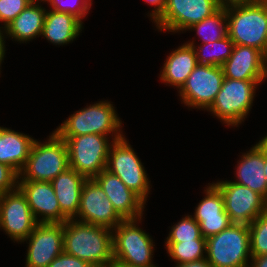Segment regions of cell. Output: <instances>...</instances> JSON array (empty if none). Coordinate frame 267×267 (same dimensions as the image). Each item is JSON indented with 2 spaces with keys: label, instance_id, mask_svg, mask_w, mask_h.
<instances>
[{
  "label": "cell",
  "instance_id": "cell-28",
  "mask_svg": "<svg viewBox=\"0 0 267 267\" xmlns=\"http://www.w3.org/2000/svg\"><path fill=\"white\" fill-rule=\"evenodd\" d=\"M166 248L177 265L206 258L203 254L206 252V240L166 242Z\"/></svg>",
  "mask_w": 267,
  "mask_h": 267
},
{
  "label": "cell",
  "instance_id": "cell-24",
  "mask_svg": "<svg viewBox=\"0 0 267 267\" xmlns=\"http://www.w3.org/2000/svg\"><path fill=\"white\" fill-rule=\"evenodd\" d=\"M38 1L29 4L3 32L16 41L27 42L42 34L46 9Z\"/></svg>",
  "mask_w": 267,
  "mask_h": 267
},
{
  "label": "cell",
  "instance_id": "cell-19",
  "mask_svg": "<svg viewBox=\"0 0 267 267\" xmlns=\"http://www.w3.org/2000/svg\"><path fill=\"white\" fill-rule=\"evenodd\" d=\"M204 192L206 196L197 205L194 219L200 225L201 235L207 239L220 233L232 223L224 209L220 190L212 183Z\"/></svg>",
  "mask_w": 267,
  "mask_h": 267
},
{
  "label": "cell",
  "instance_id": "cell-38",
  "mask_svg": "<svg viewBox=\"0 0 267 267\" xmlns=\"http://www.w3.org/2000/svg\"><path fill=\"white\" fill-rule=\"evenodd\" d=\"M249 264H251L249 267H267V254L251 257Z\"/></svg>",
  "mask_w": 267,
  "mask_h": 267
},
{
  "label": "cell",
  "instance_id": "cell-21",
  "mask_svg": "<svg viewBox=\"0 0 267 267\" xmlns=\"http://www.w3.org/2000/svg\"><path fill=\"white\" fill-rule=\"evenodd\" d=\"M86 180V177L69 167L51 181L61 212L68 219H75L78 214L81 191Z\"/></svg>",
  "mask_w": 267,
  "mask_h": 267
},
{
  "label": "cell",
  "instance_id": "cell-2",
  "mask_svg": "<svg viewBox=\"0 0 267 267\" xmlns=\"http://www.w3.org/2000/svg\"><path fill=\"white\" fill-rule=\"evenodd\" d=\"M228 36L235 45L260 50L267 60V5L258 0L226 9Z\"/></svg>",
  "mask_w": 267,
  "mask_h": 267
},
{
  "label": "cell",
  "instance_id": "cell-14",
  "mask_svg": "<svg viewBox=\"0 0 267 267\" xmlns=\"http://www.w3.org/2000/svg\"><path fill=\"white\" fill-rule=\"evenodd\" d=\"M77 221L114 229L124 219L113 208L103 189L94 179L82 187Z\"/></svg>",
  "mask_w": 267,
  "mask_h": 267
},
{
  "label": "cell",
  "instance_id": "cell-16",
  "mask_svg": "<svg viewBox=\"0 0 267 267\" xmlns=\"http://www.w3.org/2000/svg\"><path fill=\"white\" fill-rule=\"evenodd\" d=\"M18 188L26 196L38 223H64L68 218L61 212L51 182L18 180ZM42 216L41 219H38Z\"/></svg>",
  "mask_w": 267,
  "mask_h": 267
},
{
  "label": "cell",
  "instance_id": "cell-37",
  "mask_svg": "<svg viewBox=\"0 0 267 267\" xmlns=\"http://www.w3.org/2000/svg\"><path fill=\"white\" fill-rule=\"evenodd\" d=\"M175 267H212V266L206 258H203L197 261L182 263V264L176 265Z\"/></svg>",
  "mask_w": 267,
  "mask_h": 267
},
{
  "label": "cell",
  "instance_id": "cell-32",
  "mask_svg": "<svg viewBox=\"0 0 267 267\" xmlns=\"http://www.w3.org/2000/svg\"><path fill=\"white\" fill-rule=\"evenodd\" d=\"M32 2L33 0H0V22H4V29Z\"/></svg>",
  "mask_w": 267,
  "mask_h": 267
},
{
  "label": "cell",
  "instance_id": "cell-3",
  "mask_svg": "<svg viewBox=\"0 0 267 267\" xmlns=\"http://www.w3.org/2000/svg\"><path fill=\"white\" fill-rule=\"evenodd\" d=\"M69 168L66 142L54 131L48 141L34 140L26 164L18 179L51 182Z\"/></svg>",
  "mask_w": 267,
  "mask_h": 267
},
{
  "label": "cell",
  "instance_id": "cell-12",
  "mask_svg": "<svg viewBox=\"0 0 267 267\" xmlns=\"http://www.w3.org/2000/svg\"><path fill=\"white\" fill-rule=\"evenodd\" d=\"M221 192L231 223L249 225L267 210V201L249 187L232 181L213 183Z\"/></svg>",
  "mask_w": 267,
  "mask_h": 267
},
{
  "label": "cell",
  "instance_id": "cell-29",
  "mask_svg": "<svg viewBox=\"0 0 267 267\" xmlns=\"http://www.w3.org/2000/svg\"><path fill=\"white\" fill-rule=\"evenodd\" d=\"M251 257L267 254V210L249 224Z\"/></svg>",
  "mask_w": 267,
  "mask_h": 267
},
{
  "label": "cell",
  "instance_id": "cell-11",
  "mask_svg": "<svg viewBox=\"0 0 267 267\" xmlns=\"http://www.w3.org/2000/svg\"><path fill=\"white\" fill-rule=\"evenodd\" d=\"M224 78L221 66L198 64L179 90V96L188 107L207 110L221 90Z\"/></svg>",
  "mask_w": 267,
  "mask_h": 267
},
{
  "label": "cell",
  "instance_id": "cell-41",
  "mask_svg": "<svg viewBox=\"0 0 267 267\" xmlns=\"http://www.w3.org/2000/svg\"><path fill=\"white\" fill-rule=\"evenodd\" d=\"M110 267H132V266H128V265H123V264H119L116 262H113Z\"/></svg>",
  "mask_w": 267,
  "mask_h": 267
},
{
  "label": "cell",
  "instance_id": "cell-30",
  "mask_svg": "<svg viewBox=\"0 0 267 267\" xmlns=\"http://www.w3.org/2000/svg\"><path fill=\"white\" fill-rule=\"evenodd\" d=\"M171 228L166 242L206 240L201 235L199 223L191 215L185 216Z\"/></svg>",
  "mask_w": 267,
  "mask_h": 267
},
{
  "label": "cell",
  "instance_id": "cell-33",
  "mask_svg": "<svg viewBox=\"0 0 267 267\" xmlns=\"http://www.w3.org/2000/svg\"><path fill=\"white\" fill-rule=\"evenodd\" d=\"M19 174L10 166L0 163V196L18 188Z\"/></svg>",
  "mask_w": 267,
  "mask_h": 267
},
{
  "label": "cell",
  "instance_id": "cell-6",
  "mask_svg": "<svg viewBox=\"0 0 267 267\" xmlns=\"http://www.w3.org/2000/svg\"><path fill=\"white\" fill-rule=\"evenodd\" d=\"M139 220H123L113 229L114 262L132 267H156L152 263L153 240L136 225Z\"/></svg>",
  "mask_w": 267,
  "mask_h": 267
},
{
  "label": "cell",
  "instance_id": "cell-25",
  "mask_svg": "<svg viewBox=\"0 0 267 267\" xmlns=\"http://www.w3.org/2000/svg\"><path fill=\"white\" fill-rule=\"evenodd\" d=\"M82 24L83 22L71 14L49 10L46 11L41 35L53 44H68L82 31Z\"/></svg>",
  "mask_w": 267,
  "mask_h": 267
},
{
  "label": "cell",
  "instance_id": "cell-18",
  "mask_svg": "<svg viewBox=\"0 0 267 267\" xmlns=\"http://www.w3.org/2000/svg\"><path fill=\"white\" fill-rule=\"evenodd\" d=\"M225 78L235 80H265L267 60L258 49L234 45L229 59L221 65Z\"/></svg>",
  "mask_w": 267,
  "mask_h": 267
},
{
  "label": "cell",
  "instance_id": "cell-15",
  "mask_svg": "<svg viewBox=\"0 0 267 267\" xmlns=\"http://www.w3.org/2000/svg\"><path fill=\"white\" fill-rule=\"evenodd\" d=\"M64 223H38L29 240L26 267H48L50 262L64 251Z\"/></svg>",
  "mask_w": 267,
  "mask_h": 267
},
{
  "label": "cell",
  "instance_id": "cell-13",
  "mask_svg": "<svg viewBox=\"0 0 267 267\" xmlns=\"http://www.w3.org/2000/svg\"><path fill=\"white\" fill-rule=\"evenodd\" d=\"M37 224L27 198L19 188L0 196V227L12 240L22 242Z\"/></svg>",
  "mask_w": 267,
  "mask_h": 267
},
{
  "label": "cell",
  "instance_id": "cell-26",
  "mask_svg": "<svg viewBox=\"0 0 267 267\" xmlns=\"http://www.w3.org/2000/svg\"><path fill=\"white\" fill-rule=\"evenodd\" d=\"M193 42L194 41L186 44L193 46L198 64L211 66H221L225 63L232 54L235 45L228 35L213 43H204L198 48H196ZM208 49H211V53L205 54V51L209 53Z\"/></svg>",
  "mask_w": 267,
  "mask_h": 267
},
{
  "label": "cell",
  "instance_id": "cell-9",
  "mask_svg": "<svg viewBox=\"0 0 267 267\" xmlns=\"http://www.w3.org/2000/svg\"><path fill=\"white\" fill-rule=\"evenodd\" d=\"M106 170L118 176L127 188L136 193L144 202L149 194L150 181L141 161L125 136L112 141Z\"/></svg>",
  "mask_w": 267,
  "mask_h": 267
},
{
  "label": "cell",
  "instance_id": "cell-40",
  "mask_svg": "<svg viewBox=\"0 0 267 267\" xmlns=\"http://www.w3.org/2000/svg\"><path fill=\"white\" fill-rule=\"evenodd\" d=\"M264 175L266 177L267 180V135L265 136V167H264Z\"/></svg>",
  "mask_w": 267,
  "mask_h": 267
},
{
  "label": "cell",
  "instance_id": "cell-35",
  "mask_svg": "<svg viewBox=\"0 0 267 267\" xmlns=\"http://www.w3.org/2000/svg\"><path fill=\"white\" fill-rule=\"evenodd\" d=\"M155 8L151 11L150 17L155 22L163 13L164 7L166 5V0H145Z\"/></svg>",
  "mask_w": 267,
  "mask_h": 267
},
{
  "label": "cell",
  "instance_id": "cell-4",
  "mask_svg": "<svg viewBox=\"0 0 267 267\" xmlns=\"http://www.w3.org/2000/svg\"><path fill=\"white\" fill-rule=\"evenodd\" d=\"M206 254L212 267H249V225L232 223L220 233L207 238Z\"/></svg>",
  "mask_w": 267,
  "mask_h": 267
},
{
  "label": "cell",
  "instance_id": "cell-36",
  "mask_svg": "<svg viewBox=\"0 0 267 267\" xmlns=\"http://www.w3.org/2000/svg\"><path fill=\"white\" fill-rule=\"evenodd\" d=\"M258 0H218L220 8L228 9L232 7L245 6L257 2Z\"/></svg>",
  "mask_w": 267,
  "mask_h": 267
},
{
  "label": "cell",
  "instance_id": "cell-20",
  "mask_svg": "<svg viewBox=\"0 0 267 267\" xmlns=\"http://www.w3.org/2000/svg\"><path fill=\"white\" fill-rule=\"evenodd\" d=\"M264 167L265 137L241 156L236 168L237 180L233 182L249 187L267 201V180L264 175Z\"/></svg>",
  "mask_w": 267,
  "mask_h": 267
},
{
  "label": "cell",
  "instance_id": "cell-34",
  "mask_svg": "<svg viewBox=\"0 0 267 267\" xmlns=\"http://www.w3.org/2000/svg\"><path fill=\"white\" fill-rule=\"evenodd\" d=\"M48 267H92L86 261L62 252L50 262Z\"/></svg>",
  "mask_w": 267,
  "mask_h": 267
},
{
  "label": "cell",
  "instance_id": "cell-23",
  "mask_svg": "<svg viewBox=\"0 0 267 267\" xmlns=\"http://www.w3.org/2000/svg\"><path fill=\"white\" fill-rule=\"evenodd\" d=\"M197 65L198 61L193 46L185 43L172 51L166 58L160 72V80L173 87L176 86L180 90Z\"/></svg>",
  "mask_w": 267,
  "mask_h": 267
},
{
  "label": "cell",
  "instance_id": "cell-1",
  "mask_svg": "<svg viewBox=\"0 0 267 267\" xmlns=\"http://www.w3.org/2000/svg\"><path fill=\"white\" fill-rule=\"evenodd\" d=\"M68 219L64 222V252L92 267H110L113 258V230Z\"/></svg>",
  "mask_w": 267,
  "mask_h": 267
},
{
  "label": "cell",
  "instance_id": "cell-17",
  "mask_svg": "<svg viewBox=\"0 0 267 267\" xmlns=\"http://www.w3.org/2000/svg\"><path fill=\"white\" fill-rule=\"evenodd\" d=\"M93 179L103 189L112 202L113 208L124 220L142 218L146 203L127 188L118 176L104 169Z\"/></svg>",
  "mask_w": 267,
  "mask_h": 267
},
{
  "label": "cell",
  "instance_id": "cell-5",
  "mask_svg": "<svg viewBox=\"0 0 267 267\" xmlns=\"http://www.w3.org/2000/svg\"><path fill=\"white\" fill-rule=\"evenodd\" d=\"M122 123L117 116L113 104L107 101H100L94 105L87 106L76 111L64 121L55 132L59 136H80L86 134H99L108 136L113 134L112 141L121 139Z\"/></svg>",
  "mask_w": 267,
  "mask_h": 267
},
{
  "label": "cell",
  "instance_id": "cell-22",
  "mask_svg": "<svg viewBox=\"0 0 267 267\" xmlns=\"http://www.w3.org/2000/svg\"><path fill=\"white\" fill-rule=\"evenodd\" d=\"M34 139L24 133L0 127V163L7 164L18 174L26 164Z\"/></svg>",
  "mask_w": 267,
  "mask_h": 267
},
{
  "label": "cell",
  "instance_id": "cell-8",
  "mask_svg": "<svg viewBox=\"0 0 267 267\" xmlns=\"http://www.w3.org/2000/svg\"><path fill=\"white\" fill-rule=\"evenodd\" d=\"M60 137L67 145L70 168L87 179H93L106 169L112 143L108 142L109 137L99 134Z\"/></svg>",
  "mask_w": 267,
  "mask_h": 267
},
{
  "label": "cell",
  "instance_id": "cell-10",
  "mask_svg": "<svg viewBox=\"0 0 267 267\" xmlns=\"http://www.w3.org/2000/svg\"><path fill=\"white\" fill-rule=\"evenodd\" d=\"M219 9L218 0H166L162 15L154 23L160 31L179 32L210 17Z\"/></svg>",
  "mask_w": 267,
  "mask_h": 267
},
{
  "label": "cell",
  "instance_id": "cell-7",
  "mask_svg": "<svg viewBox=\"0 0 267 267\" xmlns=\"http://www.w3.org/2000/svg\"><path fill=\"white\" fill-rule=\"evenodd\" d=\"M262 81L264 80L224 78L221 90L207 111L212 112L227 126H238L248 115L253 104L257 84Z\"/></svg>",
  "mask_w": 267,
  "mask_h": 267
},
{
  "label": "cell",
  "instance_id": "cell-31",
  "mask_svg": "<svg viewBox=\"0 0 267 267\" xmlns=\"http://www.w3.org/2000/svg\"><path fill=\"white\" fill-rule=\"evenodd\" d=\"M43 2H49L52 7L51 10L71 14L81 22L82 18H84L85 15L87 16L92 5L91 0H73L72 2L70 1L72 4H70V2L66 3L65 0H44Z\"/></svg>",
  "mask_w": 267,
  "mask_h": 267
},
{
  "label": "cell",
  "instance_id": "cell-39",
  "mask_svg": "<svg viewBox=\"0 0 267 267\" xmlns=\"http://www.w3.org/2000/svg\"><path fill=\"white\" fill-rule=\"evenodd\" d=\"M1 28H4V27H0V67H1V63L3 61V58H4V55H5V41H4V36L3 35V32L1 30Z\"/></svg>",
  "mask_w": 267,
  "mask_h": 267
},
{
  "label": "cell",
  "instance_id": "cell-27",
  "mask_svg": "<svg viewBox=\"0 0 267 267\" xmlns=\"http://www.w3.org/2000/svg\"><path fill=\"white\" fill-rule=\"evenodd\" d=\"M189 30H197L203 44L213 43L228 35L226 9L220 8L210 17L191 25Z\"/></svg>",
  "mask_w": 267,
  "mask_h": 267
}]
</instances>
